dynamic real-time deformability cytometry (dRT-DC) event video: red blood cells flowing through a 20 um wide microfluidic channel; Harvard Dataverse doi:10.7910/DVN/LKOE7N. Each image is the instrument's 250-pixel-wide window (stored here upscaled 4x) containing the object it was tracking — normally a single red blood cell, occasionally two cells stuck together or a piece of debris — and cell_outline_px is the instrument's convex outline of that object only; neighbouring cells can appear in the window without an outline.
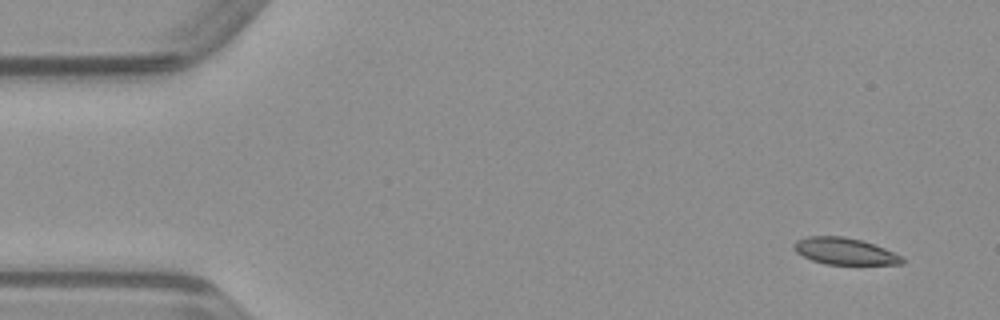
{"species": "common noctule bat (a hibernating species)", "species_latin": "Nyctalus noctula", "temperature_condition": "warm", "stored_images_in_passage": 50, "camera_frame_rate_fps": 3000, "um_per_image_px": 0.085, "animal": {"sex": "male", "body_mass_g": 23.1, "forearm_length_mm": 52.7}, "frame": {"image": 1, "passage_image": 4, "time_ms": 1.0, "image_size_px": [1000, 320], "cell_outline_px": [[904, 264], [824, 264], [812, 260], [796, 252], [792, 244], [796, 240], [808, 236], [844, 236], [860, 240], [884, 248], [900, 256], [904, 260]], "centroid_in_image_um": [71.75, 21.35], "position_along_channel_um": 13.2, "area_um2": 16.65}}
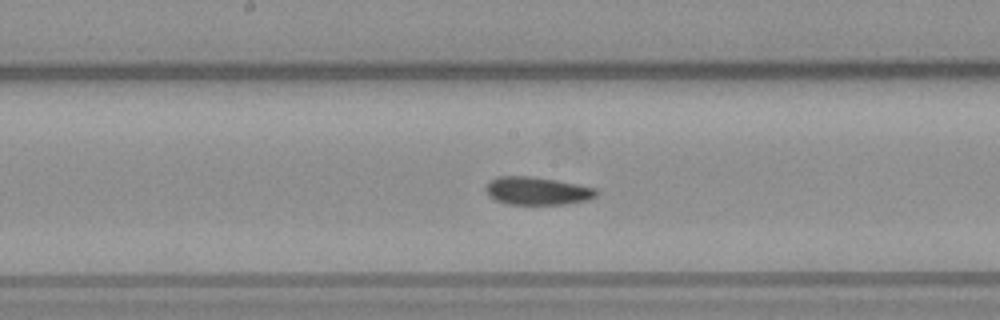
{"frame": {"image": 2, "passage_image": 26, "time_ms": 8.333, "image_size_px": [1000, 320], "cell_outline_px": [[600, 192], [596, 196], [588, 200], [564, 204], [508, 204], [496, 200], [484, 188], [496, 176], [532, 176], [556, 180], [596, 188]], "centroid_in_image_um": [45.71, 16.22], "position_along_channel_um": 202.5, "area_um2": 17.86}}
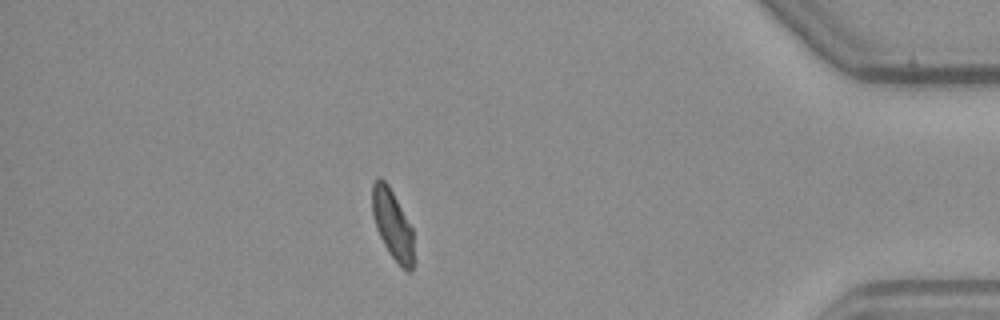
{"frame": {"image": 3, "passage_image": 44, "time_ms": 14.333, "image_size_px": [1000, 320], "cell_outline_px": [[412, 272], [408, 272], [392, 256], [384, 244], [376, 228], [372, 212], [372, 184], [376, 176], [380, 176], [388, 184], [412, 228]], "centroid_in_image_um": [33.32, 19.0], "position_along_channel_um": 401.9, "area_um2": 16.42}}